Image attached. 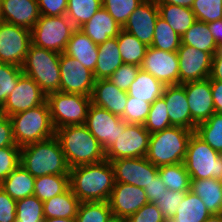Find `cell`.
Segmentation results:
<instances>
[{
	"mask_svg": "<svg viewBox=\"0 0 222 222\" xmlns=\"http://www.w3.org/2000/svg\"><path fill=\"white\" fill-rule=\"evenodd\" d=\"M114 183V170L106 159L76 166L69 171L70 189L80 202L108 201Z\"/></svg>",
	"mask_w": 222,
	"mask_h": 222,
	"instance_id": "cell-1",
	"label": "cell"
},
{
	"mask_svg": "<svg viewBox=\"0 0 222 222\" xmlns=\"http://www.w3.org/2000/svg\"><path fill=\"white\" fill-rule=\"evenodd\" d=\"M69 168L105 160V151L99 141L83 125H68L55 129Z\"/></svg>",
	"mask_w": 222,
	"mask_h": 222,
	"instance_id": "cell-2",
	"label": "cell"
},
{
	"mask_svg": "<svg viewBox=\"0 0 222 222\" xmlns=\"http://www.w3.org/2000/svg\"><path fill=\"white\" fill-rule=\"evenodd\" d=\"M20 165L32 176L69 175L70 168L54 136L20 148Z\"/></svg>",
	"mask_w": 222,
	"mask_h": 222,
	"instance_id": "cell-3",
	"label": "cell"
},
{
	"mask_svg": "<svg viewBox=\"0 0 222 222\" xmlns=\"http://www.w3.org/2000/svg\"><path fill=\"white\" fill-rule=\"evenodd\" d=\"M193 133L184 127L171 126L150 134L146 159L156 167L183 163Z\"/></svg>",
	"mask_w": 222,
	"mask_h": 222,
	"instance_id": "cell-4",
	"label": "cell"
},
{
	"mask_svg": "<svg viewBox=\"0 0 222 222\" xmlns=\"http://www.w3.org/2000/svg\"><path fill=\"white\" fill-rule=\"evenodd\" d=\"M9 117L15 144L20 148L55 136L47 101Z\"/></svg>",
	"mask_w": 222,
	"mask_h": 222,
	"instance_id": "cell-5",
	"label": "cell"
},
{
	"mask_svg": "<svg viewBox=\"0 0 222 222\" xmlns=\"http://www.w3.org/2000/svg\"><path fill=\"white\" fill-rule=\"evenodd\" d=\"M60 53L30 44L22 72L31 77L47 95L60 91Z\"/></svg>",
	"mask_w": 222,
	"mask_h": 222,
	"instance_id": "cell-6",
	"label": "cell"
},
{
	"mask_svg": "<svg viewBox=\"0 0 222 222\" xmlns=\"http://www.w3.org/2000/svg\"><path fill=\"white\" fill-rule=\"evenodd\" d=\"M47 103L54 129L85 124L91 104L90 96L61 91L47 94Z\"/></svg>",
	"mask_w": 222,
	"mask_h": 222,
	"instance_id": "cell-7",
	"label": "cell"
},
{
	"mask_svg": "<svg viewBox=\"0 0 222 222\" xmlns=\"http://www.w3.org/2000/svg\"><path fill=\"white\" fill-rule=\"evenodd\" d=\"M183 163L190 179H221L222 154L212 149L195 133L190 137Z\"/></svg>",
	"mask_w": 222,
	"mask_h": 222,
	"instance_id": "cell-8",
	"label": "cell"
},
{
	"mask_svg": "<svg viewBox=\"0 0 222 222\" xmlns=\"http://www.w3.org/2000/svg\"><path fill=\"white\" fill-rule=\"evenodd\" d=\"M76 28L69 18L40 15L31 30L32 44L58 53H63Z\"/></svg>",
	"mask_w": 222,
	"mask_h": 222,
	"instance_id": "cell-9",
	"label": "cell"
},
{
	"mask_svg": "<svg viewBox=\"0 0 222 222\" xmlns=\"http://www.w3.org/2000/svg\"><path fill=\"white\" fill-rule=\"evenodd\" d=\"M150 133L144 125L126 123L117 140L105 151L108 161L123 158L146 157Z\"/></svg>",
	"mask_w": 222,
	"mask_h": 222,
	"instance_id": "cell-10",
	"label": "cell"
},
{
	"mask_svg": "<svg viewBox=\"0 0 222 222\" xmlns=\"http://www.w3.org/2000/svg\"><path fill=\"white\" fill-rule=\"evenodd\" d=\"M31 43V30L0 22V62L21 67Z\"/></svg>",
	"mask_w": 222,
	"mask_h": 222,
	"instance_id": "cell-11",
	"label": "cell"
},
{
	"mask_svg": "<svg viewBox=\"0 0 222 222\" xmlns=\"http://www.w3.org/2000/svg\"><path fill=\"white\" fill-rule=\"evenodd\" d=\"M84 125L106 151L117 140L120 130H125L126 122L120 116L91 103Z\"/></svg>",
	"mask_w": 222,
	"mask_h": 222,
	"instance_id": "cell-12",
	"label": "cell"
},
{
	"mask_svg": "<svg viewBox=\"0 0 222 222\" xmlns=\"http://www.w3.org/2000/svg\"><path fill=\"white\" fill-rule=\"evenodd\" d=\"M47 101V95L39 85L28 75L22 73L15 89L7 97L0 113L12 116L35 108Z\"/></svg>",
	"mask_w": 222,
	"mask_h": 222,
	"instance_id": "cell-13",
	"label": "cell"
},
{
	"mask_svg": "<svg viewBox=\"0 0 222 222\" xmlns=\"http://www.w3.org/2000/svg\"><path fill=\"white\" fill-rule=\"evenodd\" d=\"M59 66L61 92L91 96L95 82L91 70L65 53L60 54Z\"/></svg>",
	"mask_w": 222,
	"mask_h": 222,
	"instance_id": "cell-14",
	"label": "cell"
},
{
	"mask_svg": "<svg viewBox=\"0 0 222 222\" xmlns=\"http://www.w3.org/2000/svg\"><path fill=\"white\" fill-rule=\"evenodd\" d=\"M116 183H126L144 189L159 175L158 167L146 157L123 158L110 161Z\"/></svg>",
	"mask_w": 222,
	"mask_h": 222,
	"instance_id": "cell-15",
	"label": "cell"
},
{
	"mask_svg": "<svg viewBox=\"0 0 222 222\" xmlns=\"http://www.w3.org/2000/svg\"><path fill=\"white\" fill-rule=\"evenodd\" d=\"M140 67L161 81L165 86L179 84V61L177 52H166L148 46Z\"/></svg>",
	"mask_w": 222,
	"mask_h": 222,
	"instance_id": "cell-16",
	"label": "cell"
},
{
	"mask_svg": "<svg viewBox=\"0 0 222 222\" xmlns=\"http://www.w3.org/2000/svg\"><path fill=\"white\" fill-rule=\"evenodd\" d=\"M178 53L179 84L209 78L212 56L205 51L181 44Z\"/></svg>",
	"mask_w": 222,
	"mask_h": 222,
	"instance_id": "cell-17",
	"label": "cell"
},
{
	"mask_svg": "<svg viewBox=\"0 0 222 222\" xmlns=\"http://www.w3.org/2000/svg\"><path fill=\"white\" fill-rule=\"evenodd\" d=\"M108 203L112 215L127 219L149 203V200L143 188L115 182Z\"/></svg>",
	"mask_w": 222,
	"mask_h": 222,
	"instance_id": "cell-18",
	"label": "cell"
},
{
	"mask_svg": "<svg viewBox=\"0 0 222 222\" xmlns=\"http://www.w3.org/2000/svg\"><path fill=\"white\" fill-rule=\"evenodd\" d=\"M158 16L159 9L156 0H144L129 16L122 29L147 46H151Z\"/></svg>",
	"mask_w": 222,
	"mask_h": 222,
	"instance_id": "cell-19",
	"label": "cell"
},
{
	"mask_svg": "<svg viewBox=\"0 0 222 222\" xmlns=\"http://www.w3.org/2000/svg\"><path fill=\"white\" fill-rule=\"evenodd\" d=\"M185 92L191 118L197 125L215 113L210 78L185 83Z\"/></svg>",
	"mask_w": 222,
	"mask_h": 222,
	"instance_id": "cell-20",
	"label": "cell"
},
{
	"mask_svg": "<svg viewBox=\"0 0 222 222\" xmlns=\"http://www.w3.org/2000/svg\"><path fill=\"white\" fill-rule=\"evenodd\" d=\"M162 97L167 105L171 125L195 131L197 124L191 118L185 84L166 85Z\"/></svg>",
	"mask_w": 222,
	"mask_h": 222,
	"instance_id": "cell-21",
	"label": "cell"
},
{
	"mask_svg": "<svg viewBox=\"0 0 222 222\" xmlns=\"http://www.w3.org/2000/svg\"><path fill=\"white\" fill-rule=\"evenodd\" d=\"M2 21L29 30L40 18L37 0H0Z\"/></svg>",
	"mask_w": 222,
	"mask_h": 222,
	"instance_id": "cell-22",
	"label": "cell"
},
{
	"mask_svg": "<svg viewBox=\"0 0 222 222\" xmlns=\"http://www.w3.org/2000/svg\"><path fill=\"white\" fill-rule=\"evenodd\" d=\"M91 103L122 116L127 105L128 93L118 89L109 79L95 80L91 93Z\"/></svg>",
	"mask_w": 222,
	"mask_h": 222,
	"instance_id": "cell-23",
	"label": "cell"
},
{
	"mask_svg": "<svg viewBox=\"0 0 222 222\" xmlns=\"http://www.w3.org/2000/svg\"><path fill=\"white\" fill-rule=\"evenodd\" d=\"M79 29L95 44L99 45L110 38L117 37L122 28L108 11L101 7L92 18Z\"/></svg>",
	"mask_w": 222,
	"mask_h": 222,
	"instance_id": "cell-24",
	"label": "cell"
},
{
	"mask_svg": "<svg viewBox=\"0 0 222 222\" xmlns=\"http://www.w3.org/2000/svg\"><path fill=\"white\" fill-rule=\"evenodd\" d=\"M63 53L75 58L94 73L98 60V45L79 28L72 33Z\"/></svg>",
	"mask_w": 222,
	"mask_h": 222,
	"instance_id": "cell-25",
	"label": "cell"
},
{
	"mask_svg": "<svg viewBox=\"0 0 222 222\" xmlns=\"http://www.w3.org/2000/svg\"><path fill=\"white\" fill-rule=\"evenodd\" d=\"M123 64L117 37L110 38L98 45V60L93 73L95 80L109 79Z\"/></svg>",
	"mask_w": 222,
	"mask_h": 222,
	"instance_id": "cell-26",
	"label": "cell"
},
{
	"mask_svg": "<svg viewBox=\"0 0 222 222\" xmlns=\"http://www.w3.org/2000/svg\"><path fill=\"white\" fill-rule=\"evenodd\" d=\"M190 190L198 195L211 214L222 213V183L215 178L191 179Z\"/></svg>",
	"mask_w": 222,
	"mask_h": 222,
	"instance_id": "cell-27",
	"label": "cell"
},
{
	"mask_svg": "<svg viewBox=\"0 0 222 222\" xmlns=\"http://www.w3.org/2000/svg\"><path fill=\"white\" fill-rule=\"evenodd\" d=\"M164 88L165 85L161 81L140 69L127 93L128 96L152 104L156 99L162 97Z\"/></svg>",
	"mask_w": 222,
	"mask_h": 222,
	"instance_id": "cell-28",
	"label": "cell"
},
{
	"mask_svg": "<svg viewBox=\"0 0 222 222\" xmlns=\"http://www.w3.org/2000/svg\"><path fill=\"white\" fill-rule=\"evenodd\" d=\"M210 215L211 212L201 198L190 190L179 203L175 216L165 222H203Z\"/></svg>",
	"mask_w": 222,
	"mask_h": 222,
	"instance_id": "cell-29",
	"label": "cell"
},
{
	"mask_svg": "<svg viewBox=\"0 0 222 222\" xmlns=\"http://www.w3.org/2000/svg\"><path fill=\"white\" fill-rule=\"evenodd\" d=\"M80 200L69 188L66 192L56 195L43 202L45 218H75L80 205Z\"/></svg>",
	"mask_w": 222,
	"mask_h": 222,
	"instance_id": "cell-30",
	"label": "cell"
},
{
	"mask_svg": "<svg viewBox=\"0 0 222 222\" xmlns=\"http://www.w3.org/2000/svg\"><path fill=\"white\" fill-rule=\"evenodd\" d=\"M35 177L24 167L19 165L5 180L0 187L15 201L32 196L34 194Z\"/></svg>",
	"mask_w": 222,
	"mask_h": 222,
	"instance_id": "cell-31",
	"label": "cell"
},
{
	"mask_svg": "<svg viewBox=\"0 0 222 222\" xmlns=\"http://www.w3.org/2000/svg\"><path fill=\"white\" fill-rule=\"evenodd\" d=\"M157 5L159 16L164 19L180 37L197 21L191 8L181 7L175 4Z\"/></svg>",
	"mask_w": 222,
	"mask_h": 222,
	"instance_id": "cell-32",
	"label": "cell"
},
{
	"mask_svg": "<svg viewBox=\"0 0 222 222\" xmlns=\"http://www.w3.org/2000/svg\"><path fill=\"white\" fill-rule=\"evenodd\" d=\"M181 44L208 52L211 56L218 51V46L214 41L207 23L201 21H196L186 31L181 37Z\"/></svg>",
	"mask_w": 222,
	"mask_h": 222,
	"instance_id": "cell-33",
	"label": "cell"
},
{
	"mask_svg": "<svg viewBox=\"0 0 222 222\" xmlns=\"http://www.w3.org/2000/svg\"><path fill=\"white\" fill-rule=\"evenodd\" d=\"M117 42L123 63L141 66L148 46L121 29Z\"/></svg>",
	"mask_w": 222,
	"mask_h": 222,
	"instance_id": "cell-34",
	"label": "cell"
},
{
	"mask_svg": "<svg viewBox=\"0 0 222 222\" xmlns=\"http://www.w3.org/2000/svg\"><path fill=\"white\" fill-rule=\"evenodd\" d=\"M69 188V175H44L35 177L33 195L44 202Z\"/></svg>",
	"mask_w": 222,
	"mask_h": 222,
	"instance_id": "cell-35",
	"label": "cell"
},
{
	"mask_svg": "<svg viewBox=\"0 0 222 222\" xmlns=\"http://www.w3.org/2000/svg\"><path fill=\"white\" fill-rule=\"evenodd\" d=\"M158 174L167 190L190 191L191 179L184 163L158 167Z\"/></svg>",
	"mask_w": 222,
	"mask_h": 222,
	"instance_id": "cell-36",
	"label": "cell"
},
{
	"mask_svg": "<svg viewBox=\"0 0 222 222\" xmlns=\"http://www.w3.org/2000/svg\"><path fill=\"white\" fill-rule=\"evenodd\" d=\"M194 133L222 154V114L214 113L208 120L196 125Z\"/></svg>",
	"mask_w": 222,
	"mask_h": 222,
	"instance_id": "cell-37",
	"label": "cell"
},
{
	"mask_svg": "<svg viewBox=\"0 0 222 222\" xmlns=\"http://www.w3.org/2000/svg\"><path fill=\"white\" fill-rule=\"evenodd\" d=\"M102 7V0H68L66 16L80 28Z\"/></svg>",
	"mask_w": 222,
	"mask_h": 222,
	"instance_id": "cell-38",
	"label": "cell"
},
{
	"mask_svg": "<svg viewBox=\"0 0 222 222\" xmlns=\"http://www.w3.org/2000/svg\"><path fill=\"white\" fill-rule=\"evenodd\" d=\"M181 45V37L160 16H158L151 47L166 52H177Z\"/></svg>",
	"mask_w": 222,
	"mask_h": 222,
	"instance_id": "cell-39",
	"label": "cell"
},
{
	"mask_svg": "<svg viewBox=\"0 0 222 222\" xmlns=\"http://www.w3.org/2000/svg\"><path fill=\"white\" fill-rule=\"evenodd\" d=\"M112 216L108 201L81 202L76 222H106Z\"/></svg>",
	"mask_w": 222,
	"mask_h": 222,
	"instance_id": "cell-40",
	"label": "cell"
},
{
	"mask_svg": "<svg viewBox=\"0 0 222 222\" xmlns=\"http://www.w3.org/2000/svg\"><path fill=\"white\" fill-rule=\"evenodd\" d=\"M43 202L35 195L16 202V222H43Z\"/></svg>",
	"mask_w": 222,
	"mask_h": 222,
	"instance_id": "cell-41",
	"label": "cell"
},
{
	"mask_svg": "<svg viewBox=\"0 0 222 222\" xmlns=\"http://www.w3.org/2000/svg\"><path fill=\"white\" fill-rule=\"evenodd\" d=\"M170 119L167 112V105L163 97L156 99L151 104L150 112L144 123V128L150 133L162 131L171 127Z\"/></svg>",
	"mask_w": 222,
	"mask_h": 222,
	"instance_id": "cell-42",
	"label": "cell"
},
{
	"mask_svg": "<svg viewBox=\"0 0 222 222\" xmlns=\"http://www.w3.org/2000/svg\"><path fill=\"white\" fill-rule=\"evenodd\" d=\"M144 0H102V7L114 18L122 28L129 16Z\"/></svg>",
	"mask_w": 222,
	"mask_h": 222,
	"instance_id": "cell-43",
	"label": "cell"
},
{
	"mask_svg": "<svg viewBox=\"0 0 222 222\" xmlns=\"http://www.w3.org/2000/svg\"><path fill=\"white\" fill-rule=\"evenodd\" d=\"M22 73L20 66L0 62V109L15 89Z\"/></svg>",
	"mask_w": 222,
	"mask_h": 222,
	"instance_id": "cell-44",
	"label": "cell"
},
{
	"mask_svg": "<svg viewBox=\"0 0 222 222\" xmlns=\"http://www.w3.org/2000/svg\"><path fill=\"white\" fill-rule=\"evenodd\" d=\"M191 9L197 21L209 23L222 19V0H194Z\"/></svg>",
	"mask_w": 222,
	"mask_h": 222,
	"instance_id": "cell-45",
	"label": "cell"
},
{
	"mask_svg": "<svg viewBox=\"0 0 222 222\" xmlns=\"http://www.w3.org/2000/svg\"><path fill=\"white\" fill-rule=\"evenodd\" d=\"M150 107L151 103L128 96L127 105L121 118L126 123L144 125L150 112Z\"/></svg>",
	"mask_w": 222,
	"mask_h": 222,
	"instance_id": "cell-46",
	"label": "cell"
},
{
	"mask_svg": "<svg viewBox=\"0 0 222 222\" xmlns=\"http://www.w3.org/2000/svg\"><path fill=\"white\" fill-rule=\"evenodd\" d=\"M20 147L0 148V183L20 165Z\"/></svg>",
	"mask_w": 222,
	"mask_h": 222,
	"instance_id": "cell-47",
	"label": "cell"
},
{
	"mask_svg": "<svg viewBox=\"0 0 222 222\" xmlns=\"http://www.w3.org/2000/svg\"><path fill=\"white\" fill-rule=\"evenodd\" d=\"M188 191H172L166 190L163 195L155 203L157 208L162 212L165 219L173 218L183 198Z\"/></svg>",
	"mask_w": 222,
	"mask_h": 222,
	"instance_id": "cell-48",
	"label": "cell"
},
{
	"mask_svg": "<svg viewBox=\"0 0 222 222\" xmlns=\"http://www.w3.org/2000/svg\"><path fill=\"white\" fill-rule=\"evenodd\" d=\"M140 66L123 63L109 78V80L123 91H128L130 85L135 80Z\"/></svg>",
	"mask_w": 222,
	"mask_h": 222,
	"instance_id": "cell-49",
	"label": "cell"
},
{
	"mask_svg": "<svg viewBox=\"0 0 222 222\" xmlns=\"http://www.w3.org/2000/svg\"><path fill=\"white\" fill-rule=\"evenodd\" d=\"M166 219L156 204L147 203L136 213L129 216L126 222H165Z\"/></svg>",
	"mask_w": 222,
	"mask_h": 222,
	"instance_id": "cell-50",
	"label": "cell"
},
{
	"mask_svg": "<svg viewBox=\"0 0 222 222\" xmlns=\"http://www.w3.org/2000/svg\"><path fill=\"white\" fill-rule=\"evenodd\" d=\"M16 202L0 187V222L16 221Z\"/></svg>",
	"mask_w": 222,
	"mask_h": 222,
	"instance_id": "cell-51",
	"label": "cell"
},
{
	"mask_svg": "<svg viewBox=\"0 0 222 222\" xmlns=\"http://www.w3.org/2000/svg\"><path fill=\"white\" fill-rule=\"evenodd\" d=\"M40 15L62 16L66 14L68 0H37Z\"/></svg>",
	"mask_w": 222,
	"mask_h": 222,
	"instance_id": "cell-52",
	"label": "cell"
},
{
	"mask_svg": "<svg viewBox=\"0 0 222 222\" xmlns=\"http://www.w3.org/2000/svg\"><path fill=\"white\" fill-rule=\"evenodd\" d=\"M17 146L13 138L12 122L10 117L0 113V148Z\"/></svg>",
	"mask_w": 222,
	"mask_h": 222,
	"instance_id": "cell-53",
	"label": "cell"
},
{
	"mask_svg": "<svg viewBox=\"0 0 222 222\" xmlns=\"http://www.w3.org/2000/svg\"><path fill=\"white\" fill-rule=\"evenodd\" d=\"M145 193L149 200V203L155 204L163 192L167 190L166 185L162 182L161 177L158 175L155 180H152L148 186L144 187Z\"/></svg>",
	"mask_w": 222,
	"mask_h": 222,
	"instance_id": "cell-54",
	"label": "cell"
},
{
	"mask_svg": "<svg viewBox=\"0 0 222 222\" xmlns=\"http://www.w3.org/2000/svg\"><path fill=\"white\" fill-rule=\"evenodd\" d=\"M210 80L222 81V44L218 47V51L212 56Z\"/></svg>",
	"mask_w": 222,
	"mask_h": 222,
	"instance_id": "cell-55",
	"label": "cell"
},
{
	"mask_svg": "<svg viewBox=\"0 0 222 222\" xmlns=\"http://www.w3.org/2000/svg\"><path fill=\"white\" fill-rule=\"evenodd\" d=\"M215 113L222 114V81L210 80Z\"/></svg>",
	"mask_w": 222,
	"mask_h": 222,
	"instance_id": "cell-56",
	"label": "cell"
},
{
	"mask_svg": "<svg viewBox=\"0 0 222 222\" xmlns=\"http://www.w3.org/2000/svg\"><path fill=\"white\" fill-rule=\"evenodd\" d=\"M210 32L219 47L222 44V19L207 23Z\"/></svg>",
	"mask_w": 222,
	"mask_h": 222,
	"instance_id": "cell-57",
	"label": "cell"
},
{
	"mask_svg": "<svg viewBox=\"0 0 222 222\" xmlns=\"http://www.w3.org/2000/svg\"><path fill=\"white\" fill-rule=\"evenodd\" d=\"M157 4H175L181 7L191 8L194 0H156Z\"/></svg>",
	"mask_w": 222,
	"mask_h": 222,
	"instance_id": "cell-58",
	"label": "cell"
},
{
	"mask_svg": "<svg viewBox=\"0 0 222 222\" xmlns=\"http://www.w3.org/2000/svg\"><path fill=\"white\" fill-rule=\"evenodd\" d=\"M43 222H76L75 218H45Z\"/></svg>",
	"mask_w": 222,
	"mask_h": 222,
	"instance_id": "cell-59",
	"label": "cell"
},
{
	"mask_svg": "<svg viewBox=\"0 0 222 222\" xmlns=\"http://www.w3.org/2000/svg\"><path fill=\"white\" fill-rule=\"evenodd\" d=\"M203 222H222V213H220V214H211Z\"/></svg>",
	"mask_w": 222,
	"mask_h": 222,
	"instance_id": "cell-60",
	"label": "cell"
},
{
	"mask_svg": "<svg viewBox=\"0 0 222 222\" xmlns=\"http://www.w3.org/2000/svg\"><path fill=\"white\" fill-rule=\"evenodd\" d=\"M106 222H126V219L112 215Z\"/></svg>",
	"mask_w": 222,
	"mask_h": 222,
	"instance_id": "cell-61",
	"label": "cell"
},
{
	"mask_svg": "<svg viewBox=\"0 0 222 222\" xmlns=\"http://www.w3.org/2000/svg\"><path fill=\"white\" fill-rule=\"evenodd\" d=\"M2 21V16H1V9H0V22Z\"/></svg>",
	"mask_w": 222,
	"mask_h": 222,
	"instance_id": "cell-62",
	"label": "cell"
}]
</instances>
